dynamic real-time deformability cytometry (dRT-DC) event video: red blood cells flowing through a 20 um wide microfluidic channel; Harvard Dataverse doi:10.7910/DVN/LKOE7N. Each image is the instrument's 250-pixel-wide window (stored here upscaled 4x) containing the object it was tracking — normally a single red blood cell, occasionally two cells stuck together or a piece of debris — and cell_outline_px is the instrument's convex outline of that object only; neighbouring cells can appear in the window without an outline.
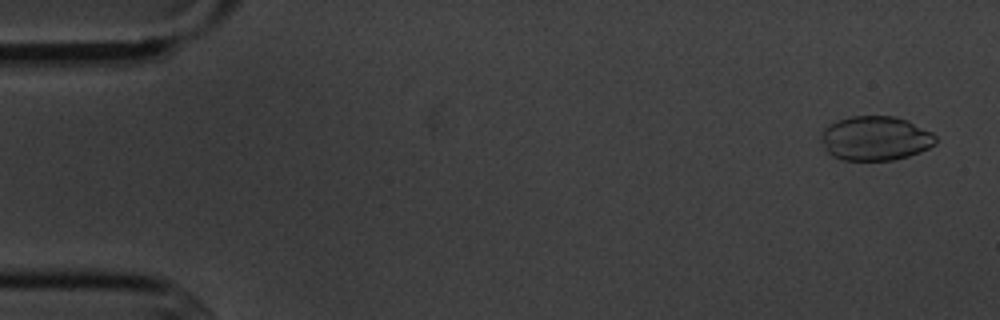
{"species": "common noctule bat (a hibernating species)", "species_latin": "Nyctalus noctula", "temperature_condition": "cold", "stored_images_in_passage": 4, "camera_frame_rate_fps": 3000, "um_per_image_px": 0.085, "animal": {"sex": "male", "body_mass_g": 20.1, "forearm_length_mm": 53.5}, "frame": {"image": 1, "passage_image": 1, "time_ms": 0.0, "image_size_px": [1000, 320], "cell_outline_px": [[936, 144], [920, 152], [908, 156], [892, 160], [840, 160], [832, 156], [824, 148], [820, 136], [824, 128], [848, 116], [896, 116], [908, 120], [932, 132], [936, 136]], "centroid_in_image_um": [74.42, 11.76], "position_along_channel_um": 10.6, "area_um2": 29.71}}